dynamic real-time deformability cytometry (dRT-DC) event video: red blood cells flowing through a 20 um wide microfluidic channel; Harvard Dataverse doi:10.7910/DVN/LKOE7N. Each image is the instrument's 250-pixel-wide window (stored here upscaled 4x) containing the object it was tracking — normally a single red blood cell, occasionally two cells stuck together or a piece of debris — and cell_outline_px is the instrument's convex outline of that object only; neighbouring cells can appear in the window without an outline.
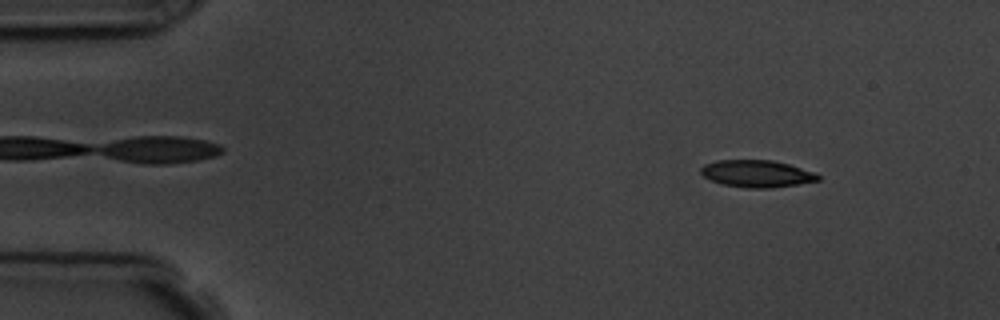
{"species": "common noctule bat (a hibernating species)", "species_latin": "Nyctalus noctula", "temperature_condition": "room temperature", "stored_images_in_passage": 5, "camera_frame_rate_fps": 3000, "um_per_image_px": 0.085, "animal": {"sex": "male", "body_mass_g": 19.5, "forearm_length_mm": 54.6}, "frame": {"image": 1, "passage_image": 1, "time_ms": 0.0, "image_size_px": [1000, 320], "cell_outline_px": [[820, 180], [796, 184], [768, 188], [748, 188], [724, 184], [712, 180], [704, 176], [700, 172], [700, 168], [704, 164], [716, 160], [772, 160], [788, 164], [816, 172], [820, 176]], "centroid_in_image_um": [64.33, 14.75], "position_along_channel_um": 20.7, "area_um2": 18.38}}
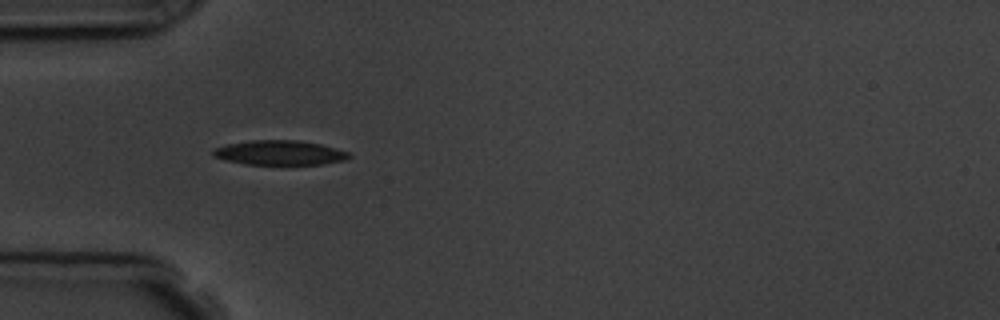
{"frame": {"image": 2, "passage_image": 4, "time_ms": 3.333, "image_size_px": [1000, 320], "cell_outline_px": [[352, 156], [344, 160], [324, 164], [244, 164], [212, 156], [212, 148], [228, 144], [252, 140], [300, 140], [320, 144], [336, 148], [348, 152]], "centroid_in_image_um": [23.77, 12.97], "position_along_channel_um": 61.2, "area_um2": 19.42}}